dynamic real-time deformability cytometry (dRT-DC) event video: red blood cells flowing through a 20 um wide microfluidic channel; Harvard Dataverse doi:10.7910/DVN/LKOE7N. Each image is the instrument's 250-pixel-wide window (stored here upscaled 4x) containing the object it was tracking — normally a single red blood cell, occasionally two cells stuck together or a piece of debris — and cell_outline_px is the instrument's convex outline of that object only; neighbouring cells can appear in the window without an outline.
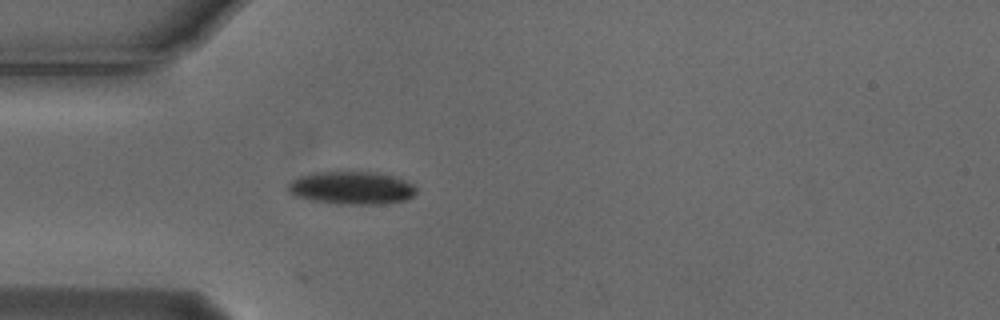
{"species": "Egyptian fruit bat (a non-hibernating species)", "species_latin": "Rousettus aegyptiacus", "temperature_condition": "cold", "stored_images_in_passage": 41, "camera_frame_rate_fps": 3000, "um_per_image_px": 0.085, "animal": {"sex": "male"}, "frame": {"image": 1, "passage_image": 12, "time_ms": 3.667, "image_size_px": [1000, 320], "cell_outline_px": [[416, 192], [412, 196], [404, 200], [376, 204], [336, 204], [312, 200], [292, 196], [288, 192], [288, 184], [292, 180], [300, 176], [316, 172], [336, 168], [372, 172], [392, 176], [404, 180], [412, 184], [416, 188]], "centroid_in_image_um": [29.81, 15.93], "position_along_channel_um": 55.2, "area_um2": 25.2}}
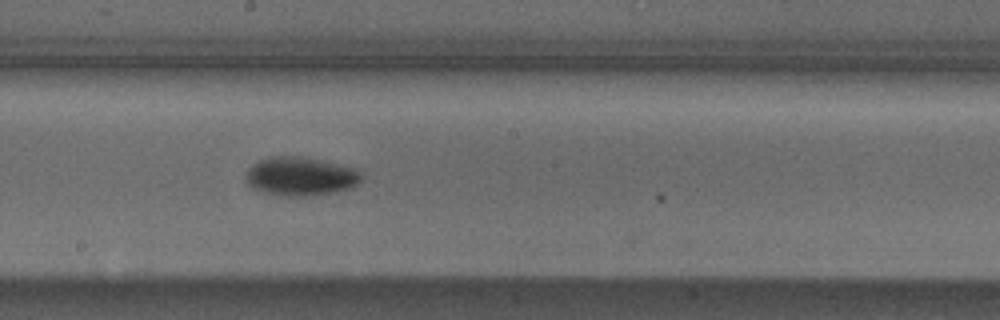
{"frame": {"image": 2, "passage_image": 26, "time_ms": 8.333, "image_size_px": [1000, 320], "cell_outline_px": [[360, 180], [352, 188], [312, 196], [284, 196], [256, 192], [248, 184], [244, 176], [248, 168], [252, 164], [268, 156], [304, 156], [360, 168]], "centroid_in_image_um": [25.51, 14.98], "position_along_channel_um": 222.7, "area_um2": 26.7}}
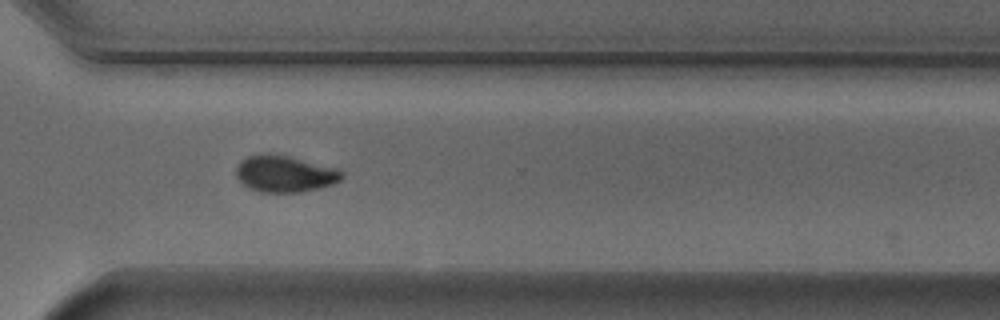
{"frame": {"image": 3, "passage_image": 36, "time_ms": 11.667, "image_size_px": [1000, 320], "cell_outline_px": [[344, 176], [340, 180], [332, 184], [320, 188], [300, 192], [260, 192], [248, 188], [236, 180], [236, 168], [240, 160], [248, 156], [268, 152], [288, 156], [336, 168], [344, 172]], "centroid_in_image_um": [24.16, 14.77], "position_along_channel_um": 346.4, "area_um2": 22.77}}